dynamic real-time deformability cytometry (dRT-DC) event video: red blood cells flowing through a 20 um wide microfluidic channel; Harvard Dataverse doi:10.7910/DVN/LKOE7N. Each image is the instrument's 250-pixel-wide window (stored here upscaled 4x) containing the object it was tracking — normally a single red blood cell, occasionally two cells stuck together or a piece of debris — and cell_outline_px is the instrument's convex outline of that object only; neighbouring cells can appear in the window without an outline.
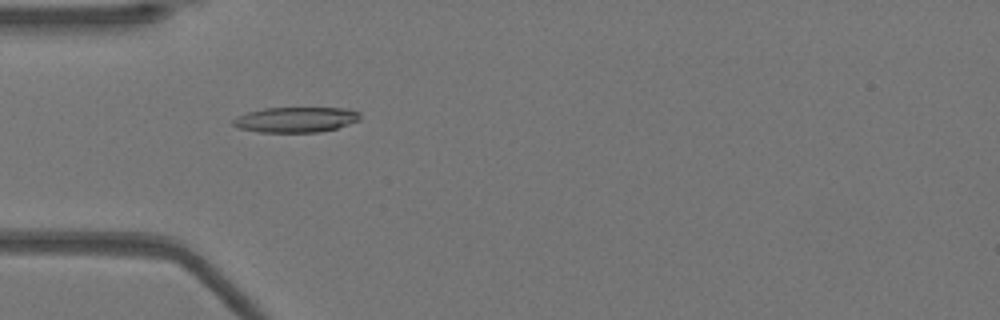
{"species": "Egyptian fruit bat (a non-hibernating species)", "species_latin": "Rousettus aegyptiacus", "temperature_condition": "warm", "stored_images_in_passage": 29, "camera_frame_rate_fps": 3000, "um_per_image_px": 0.085, "animal": {"sex": "female"}, "frame": {"image": 1, "passage_image": 4, "time_ms": 1.0, "image_size_px": [1000, 320], "cell_outline_px": [[360, 120], [336, 128], [320, 132], [256, 132], [240, 128], [232, 124], [232, 120], [236, 116], [248, 112], [264, 108], [344, 108], [360, 112]], "centroid_in_image_um": [25.13, 10.17], "position_along_channel_um": 59.9, "area_um2": 18.73}}
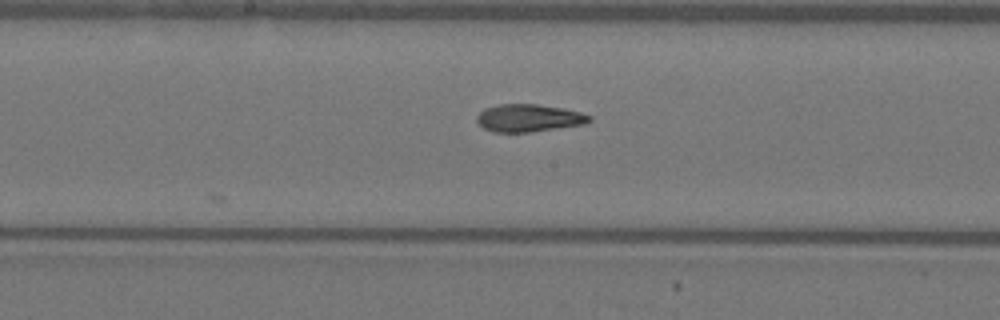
{"frame": {"image": 2, "passage_image": 15, "time_ms": 4.667, "image_size_px": [1000, 320], "cell_outline_px": [[592, 120], [584, 124], [528, 132], [496, 132], [484, 128], [476, 120], [476, 116], [484, 108], [500, 104], [536, 104], [560, 108], [580, 112], [592, 116]], "centroid_in_image_um": [44.93, 10.02], "position_along_channel_um": 203.3, "area_um2": 17.86}}
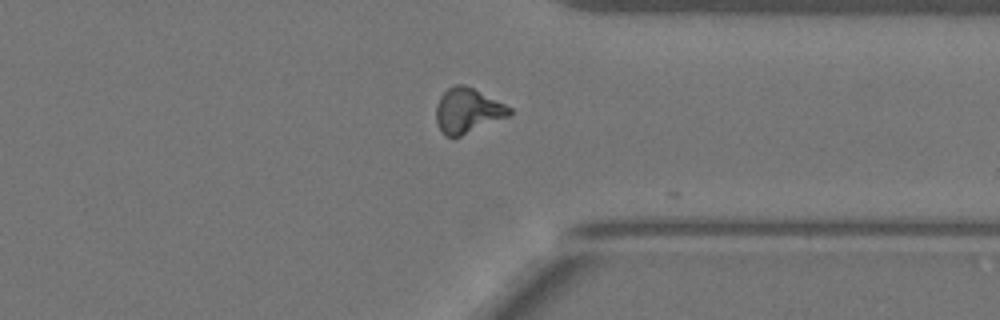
{"frame": {"image": 3, "passage_image": 28, "time_ms": 9.0, "image_size_px": [1000, 320], "cell_outline_px": [[512, 116], [460, 136], [444, 136], [440, 132], [436, 124], [436, 104], [440, 96], [448, 88], [456, 84], [464, 84], [512, 108]], "centroid_in_image_um": [39.74, 9.42], "position_along_channel_um": 371.7, "area_um2": 19.31}}